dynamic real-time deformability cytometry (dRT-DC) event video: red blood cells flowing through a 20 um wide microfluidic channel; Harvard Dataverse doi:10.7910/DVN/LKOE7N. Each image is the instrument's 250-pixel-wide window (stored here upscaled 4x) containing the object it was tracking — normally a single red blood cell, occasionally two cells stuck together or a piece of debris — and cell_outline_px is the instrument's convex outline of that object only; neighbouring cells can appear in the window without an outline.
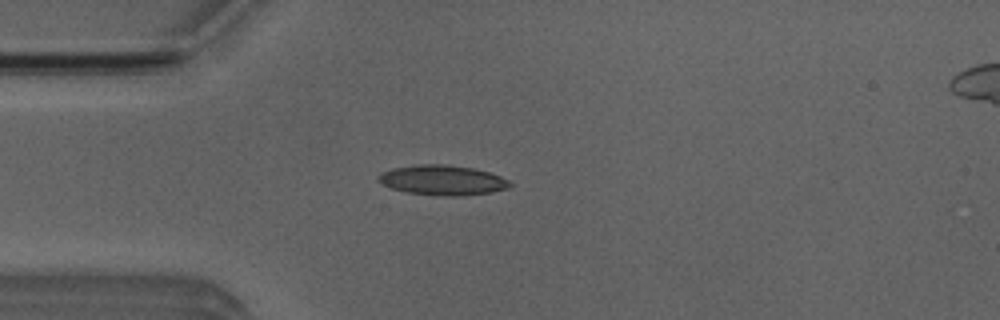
{"species": "Egyptian fruit bat (a non-hibernating species)", "species_latin": "Rousettus aegyptiacus", "temperature_condition": "room temperature", "stored_images_in_passage": 41, "camera_frame_rate_fps": 3000, "um_per_image_px": 0.085, "animal": {"sex": "male"}, "frame": {"image": 1, "passage_image": 2, "time_ms": 0.333, "image_size_px": [1000, 320], "cell_outline_px": [[512, 184], [504, 188], [492, 192], [456, 196], [448, 196], [408, 192], [392, 188], [376, 180], [376, 176], [380, 172], [392, 168], [416, 164], [444, 164], [472, 168], [488, 172], [500, 176], [508, 180]], "centroid_in_image_um": [37.55, 15.29], "position_along_channel_um": 47.4, "area_um2": 22.72}}
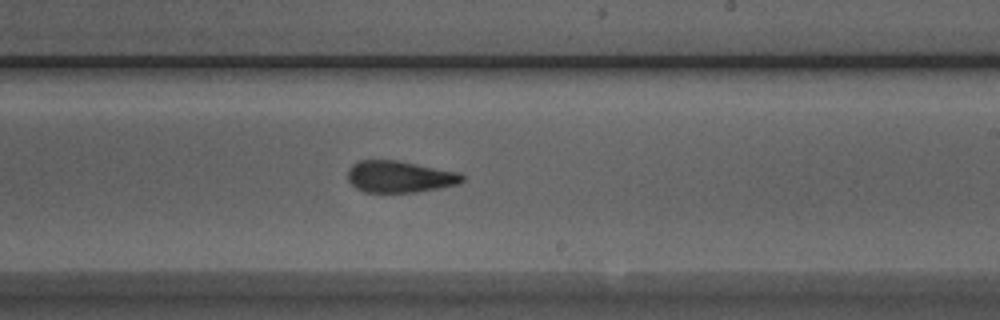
{"frame": {"image": 2, "passage_image": 19, "time_ms": 6.0, "image_size_px": [1000, 320], "cell_outline_px": [[464, 180], [460, 184], [416, 192], [364, 192], [356, 188], [348, 180], [348, 168], [352, 164], [360, 160], [400, 160], [460, 172], [464, 176]], "centroid_in_image_um": [33.99, 15.01], "position_along_channel_um": 255.0, "area_um2": 21.39}}
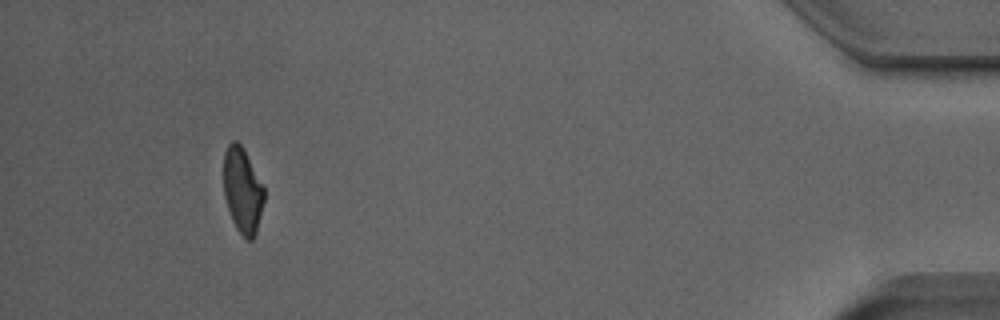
{"frame": {"image": 3, "passage_image": 37, "time_ms": 12.0, "image_size_px": [1000, 320], "cell_outline_px": [[264, 200], [256, 232], [252, 240], [248, 240], [236, 228], [232, 220], [224, 196], [224, 152], [228, 144], [232, 140], [236, 140], [244, 148], [264, 184]], "centroid_in_image_um": [20.62, 16.13], "position_along_channel_um": 414.6, "area_um2": 20.29}, "authors_computed_cell_mechanics": {"area_um2": 21.5016, "velocity_mm_per_s": 3.8781, "shape_relaxation_time_tau1_ms": null, "shape_relaxation_time_tau2_ms": 1.9653, "deformation_change_tau1": null, "deformation_change_tau2": 0.1026}}